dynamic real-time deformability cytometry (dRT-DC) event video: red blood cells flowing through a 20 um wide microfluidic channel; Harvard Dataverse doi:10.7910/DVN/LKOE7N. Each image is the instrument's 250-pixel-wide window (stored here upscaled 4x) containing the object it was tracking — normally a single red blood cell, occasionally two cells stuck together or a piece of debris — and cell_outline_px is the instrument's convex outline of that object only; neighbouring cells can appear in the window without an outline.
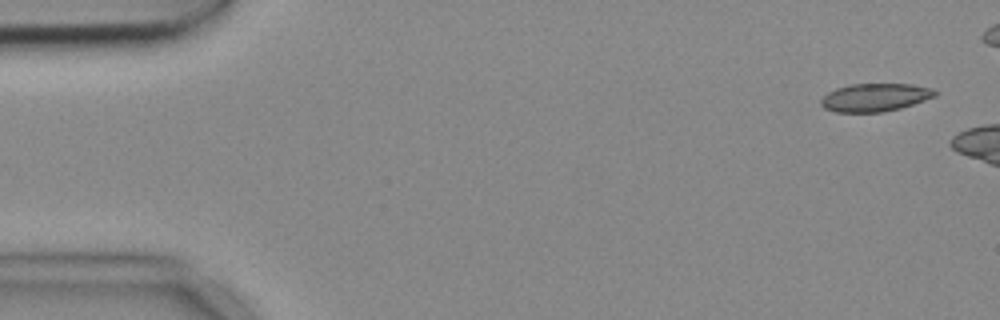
{"species": "common noctule bat (a hibernating species)", "species_latin": "Nyctalus noctula", "temperature_condition": "cold", "stored_images_in_passage": 5, "segment_of_instrument_passage": [2, 2], "camera_frame_rate_fps": 3000, "um_per_image_px": 0.085, "animal": {"sex": "female", "body_mass_g": 18.4}, "frame": {"image": 1, "passage_image": 5, "time_ms": 1.333, "image_size_px": [1000, 320], "cell_outline_px": [[936, 96], [900, 108], [884, 112], [836, 112], [824, 108], [820, 104], [820, 100], [828, 92], [836, 88], [848, 84], [912, 84], [932, 88], [936, 92]], "centroid_in_image_um": [74.35, 8.28], "position_along_channel_um": 10.7, "area_um2": 18.61}}